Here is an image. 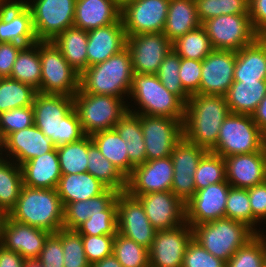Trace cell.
Here are the masks:
<instances>
[{
  "instance_id": "8",
  "label": "cell",
  "mask_w": 266,
  "mask_h": 267,
  "mask_svg": "<svg viewBox=\"0 0 266 267\" xmlns=\"http://www.w3.org/2000/svg\"><path fill=\"white\" fill-rule=\"evenodd\" d=\"M265 145L266 136L251 115L229 113L221 125L216 146L211 152L225 158L257 152Z\"/></svg>"
},
{
  "instance_id": "55",
  "label": "cell",
  "mask_w": 266,
  "mask_h": 267,
  "mask_svg": "<svg viewBox=\"0 0 266 267\" xmlns=\"http://www.w3.org/2000/svg\"><path fill=\"white\" fill-rule=\"evenodd\" d=\"M248 195L253 214V231L261 234L260 229L258 230L256 226L257 223L266 221V181L248 188Z\"/></svg>"
},
{
  "instance_id": "28",
  "label": "cell",
  "mask_w": 266,
  "mask_h": 267,
  "mask_svg": "<svg viewBox=\"0 0 266 267\" xmlns=\"http://www.w3.org/2000/svg\"><path fill=\"white\" fill-rule=\"evenodd\" d=\"M23 185L56 189L62 176L56 148L21 165Z\"/></svg>"
},
{
  "instance_id": "36",
  "label": "cell",
  "mask_w": 266,
  "mask_h": 267,
  "mask_svg": "<svg viewBox=\"0 0 266 267\" xmlns=\"http://www.w3.org/2000/svg\"><path fill=\"white\" fill-rule=\"evenodd\" d=\"M23 186L21 166L0 154V214L8 215L15 207Z\"/></svg>"
},
{
  "instance_id": "64",
  "label": "cell",
  "mask_w": 266,
  "mask_h": 267,
  "mask_svg": "<svg viewBox=\"0 0 266 267\" xmlns=\"http://www.w3.org/2000/svg\"><path fill=\"white\" fill-rule=\"evenodd\" d=\"M10 0H0V13L2 8L9 2Z\"/></svg>"
},
{
  "instance_id": "20",
  "label": "cell",
  "mask_w": 266,
  "mask_h": 267,
  "mask_svg": "<svg viewBox=\"0 0 266 267\" xmlns=\"http://www.w3.org/2000/svg\"><path fill=\"white\" fill-rule=\"evenodd\" d=\"M230 187L225 181L197 190L185 204V221L193 228L202 223L225 218Z\"/></svg>"
},
{
  "instance_id": "29",
  "label": "cell",
  "mask_w": 266,
  "mask_h": 267,
  "mask_svg": "<svg viewBox=\"0 0 266 267\" xmlns=\"http://www.w3.org/2000/svg\"><path fill=\"white\" fill-rule=\"evenodd\" d=\"M266 80V37L236 51L234 81Z\"/></svg>"
},
{
  "instance_id": "61",
  "label": "cell",
  "mask_w": 266,
  "mask_h": 267,
  "mask_svg": "<svg viewBox=\"0 0 266 267\" xmlns=\"http://www.w3.org/2000/svg\"><path fill=\"white\" fill-rule=\"evenodd\" d=\"M251 116L261 132L266 136V95Z\"/></svg>"
},
{
  "instance_id": "17",
  "label": "cell",
  "mask_w": 266,
  "mask_h": 267,
  "mask_svg": "<svg viewBox=\"0 0 266 267\" xmlns=\"http://www.w3.org/2000/svg\"><path fill=\"white\" fill-rule=\"evenodd\" d=\"M192 239L193 229L187 222L173 229L157 231L149 249L150 267H182Z\"/></svg>"
},
{
  "instance_id": "65",
  "label": "cell",
  "mask_w": 266,
  "mask_h": 267,
  "mask_svg": "<svg viewBox=\"0 0 266 267\" xmlns=\"http://www.w3.org/2000/svg\"><path fill=\"white\" fill-rule=\"evenodd\" d=\"M263 267H266V235H265V253H264V265Z\"/></svg>"
},
{
  "instance_id": "38",
  "label": "cell",
  "mask_w": 266,
  "mask_h": 267,
  "mask_svg": "<svg viewBox=\"0 0 266 267\" xmlns=\"http://www.w3.org/2000/svg\"><path fill=\"white\" fill-rule=\"evenodd\" d=\"M9 78L25 83L37 92L39 91L41 84L40 41L21 48Z\"/></svg>"
},
{
  "instance_id": "50",
  "label": "cell",
  "mask_w": 266,
  "mask_h": 267,
  "mask_svg": "<svg viewBox=\"0 0 266 267\" xmlns=\"http://www.w3.org/2000/svg\"><path fill=\"white\" fill-rule=\"evenodd\" d=\"M34 125L33 106L0 113V143L11 133Z\"/></svg>"
},
{
  "instance_id": "42",
  "label": "cell",
  "mask_w": 266,
  "mask_h": 267,
  "mask_svg": "<svg viewBox=\"0 0 266 267\" xmlns=\"http://www.w3.org/2000/svg\"><path fill=\"white\" fill-rule=\"evenodd\" d=\"M172 50L181 58L202 61L214 49L205 29L200 26L172 42Z\"/></svg>"
},
{
  "instance_id": "2",
  "label": "cell",
  "mask_w": 266,
  "mask_h": 267,
  "mask_svg": "<svg viewBox=\"0 0 266 267\" xmlns=\"http://www.w3.org/2000/svg\"><path fill=\"white\" fill-rule=\"evenodd\" d=\"M230 110L225 96L194 94L185 104L183 138L207 151L217 143L219 130Z\"/></svg>"
},
{
  "instance_id": "25",
  "label": "cell",
  "mask_w": 266,
  "mask_h": 267,
  "mask_svg": "<svg viewBox=\"0 0 266 267\" xmlns=\"http://www.w3.org/2000/svg\"><path fill=\"white\" fill-rule=\"evenodd\" d=\"M224 159L226 181L231 187L248 189L266 181V145L260 151Z\"/></svg>"
},
{
  "instance_id": "3",
  "label": "cell",
  "mask_w": 266,
  "mask_h": 267,
  "mask_svg": "<svg viewBox=\"0 0 266 267\" xmlns=\"http://www.w3.org/2000/svg\"><path fill=\"white\" fill-rule=\"evenodd\" d=\"M63 205L56 189L23 185L8 216L22 224L56 233L63 228Z\"/></svg>"
},
{
  "instance_id": "52",
  "label": "cell",
  "mask_w": 266,
  "mask_h": 267,
  "mask_svg": "<svg viewBox=\"0 0 266 267\" xmlns=\"http://www.w3.org/2000/svg\"><path fill=\"white\" fill-rule=\"evenodd\" d=\"M182 267H226V262L210 254L192 239L186 248Z\"/></svg>"
},
{
  "instance_id": "15",
  "label": "cell",
  "mask_w": 266,
  "mask_h": 267,
  "mask_svg": "<svg viewBox=\"0 0 266 267\" xmlns=\"http://www.w3.org/2000/svg\"><path fill=\"white\" fill-rule=\"evenodd\" d=\"M133 72L156 74L166 55L172 50V42L163 33H142L126 39Z\"/></svg>"
},
{
  "instance_id": "5",
  "label": "cell",
  "mask_w": 266,
  "mask_h": 267,
  "mask_svg": "<svg viewBox=\"0 0 266 267\" xmlns=\"http://www.w3.org/2000/svg\"><path fill=\"white\" fill-rule=\"evenodd\" d=\"M127 98L132 97L138 110L128 111L140 115L162 116L174 119H184L185 104L172 94L158 79L156 74H133L130 92Z\"/></svg>"
},
{
  "instance_id": "62",
  "label": "cell",
  "mask_w": 266,
  "mask_h": 267,
  "mask_svg": "<svg viewBox=\"0 0 266 267\" xmlns=\"http://www.w3.org/2000/svg\"><path fill=\"white\" fill-rule=\"evenodd\" d=\"M91 267H123L116 257L112 254L103 258L100 261L95 262Z\"/></svg>"
},
{
  "instance_id": "46",
  "label": "cell",
  "mask_w": 266,
  "mask_h": 267,
  "mask_svg": "<svg viewBox=\"0 0 266 267\" xmlns=\"http://www.w3.org/2000/svg\"><path fill=\"white\" fill-rule=\"evenodd\" d=\"M256 234L228 260L226 267H263L265 234Z\"/></svg>"
},
{
  "instance_id": "13",
  "label": "cell",
  "mask_w": 266,
  "mask_h": 267,
  "mask_svg": "<svg viewBox=\"0 0 266 267\" xmlns=\"http://www.w3.org/2000/svg\"><path fill=\"white\" fill-rule=\"evenodd\" d=\"M183 120L140 115L147 161L171 156L174 146L183 138Z\"/></svg>"
},
{
  "instance_id": "24",
  "label": "cell",
  "mask_w": 266,
  "mask_h": 267,
  "mask_svg": "<svg viewBox=\"0 0 266 267\" xmlns=\"http://www.w3.org/2000/svg\"><path fill=\"white\" fill-rule=\"evenodd\" d=\"M28 46L38 42L30 9L23 0H10L0 13V43Z\"/></svg>"
},
{
  "instance_id": "49",
  "label": "cell",
  "mask_w": 266,
  "mask_h": 267,
  "mask_svg": "<svg viewBox=\"0 0 266 267\" xmlns=\"http://www.w3.org/2000/svg\"><path fill=\"white\" fill-rule=\"evenodd\" d=\"M61 242L64 255V267H91L87 261L82 235L76 230L61 228Z\"/></svg>"
},
{
  "instance_id": "22",
  "label": "cell",
  "mask_w": 266,
  "mask_h": 267,
  "mask_svg": "<svg viewBox=\"0 0 266 267\" xmlns=\"http://www.w3.org/2000/svg\"><path fill=\"white\" fill-rule=\"evenodd\" d=\"M136 197L157 231L176 228L185 221V204L169 191L147 193Z\"/></svg>"
},
{
  "instance_id": "12",
  "label": "cell",
  "mask_w": 266,
  "mask_h": 267,
  "mask_svg": "<svg viewBox=\"0 0 266 267\" xmlns=\"http://www.w3.org/2000/svg\"><path fill=\"white\" fill-rule=\"evenodd\" d=\"M170 0H121V21L126 37L162 33Z\"/></svg>"
},
{
  "instance_id": "63",
  "label": "cell",
  "mask_w": 266,
  "mask_h": 267,
  "mask_svg": "<svg viewBox=\"0 0 266 267\" xmlns=\"http://www.w3.org/2000/svg\"><path fill=\"white\" fill-rule=\"evenodd\" d=\"M23 267H44V265L38 259H27Z\"/></svg>"
},
{
  "instance_id": "16",
  "label": "cell",
  "mask_w": 266,
  "mask_h": 267,
  "mask_svg": "<svg viewBox=\"0 0 266 267\" xmlns=\"http://www.w3.org/2000/svg\"><path fill=\"white\" fill-rule=\"evenodd\" d=\"M207 152L203 147L192 144L182 138L173 149L171 159L174 174L171 191L184 204H186L196 192L194 174L202 156Z\"/></svg>"
},
{
  "instance_id": "14",
  "label": "cell",
  "mask_w": 266,
  "mask_h": 267,
  "mask_svg": "<svg viewBox=\"0 0 266 267\" xmlns=\"http://www.w3.org/2000/svg\"><path fill=\"white\" fill-rule=\"evenodd\" d=\"M117 232L147 249L152 246L157 232L141 202L127 192L117 195Z\"/></svg>"
},
{
  "instance_id": "23",
  "label": "cell",
  "mask_w": 266,
  "mask_h": 267,
  "mask_svg": "<svg viewBox=\"0 0 266 267\" xmlns=\"http://www.w3.org/2000/svg\"><path fill=\"white\" fill-rule=\"evenodd\" d=\"M55 148L56 146L50 138H47L39 128L32 125L9 134L0 143V154L5 152L6 159L13 160L18 166H21L23 163L53 151Z\"/></svg>"
},
{
  "instance_id": "51",
  "label": "cell",
  "mask_w": 266,
  "mask_h": 267,
  "mask_svg": "<svg viewBox=\"0 0 266 267\" xmlns=\"http://www.w3.org/2000/svg\"><path fill=\"white\" fill-rule=\"evenodd\" d=\"M115 235H82L87 261L92 265L113 254Z\"/></svg>"
},
{
  "instance_id": "30",
  "label": "cell",
  "mask_w": 266,
  "mask_h": 267,
  "mask_svg": "<svg viewBox=\"0 0 266 267\" xmlns=\"http://www.w3.org/2000/svg\"><path fill=\"white\" fill-rule=\"evenodd\" d=\"M107 189L106 185L88 172L62 174L56 188L63 206L97 197Z\"/></svg>"
},
{
  "instance_id": "6",
  "label": "cell",
  "mask_w": 266,
  "mask_h": 267,
  "mask_svg": "<svg viewBox=\"0 0 266 267\" xmlns=\"http://www.w3.org/2000/svg\"><path fill=\"white\" fill-rule=\"evenodd\" d=\"M193 239L216 258L224 262L256 233L246 224L229 218H221L194 226Z\"/></svg>"
},
{
  "instance_id": "31",
  "label": "cell",
  "mask_w": 266,
  "mask_h": 267,
  "mask_svg": "<svg viewBox=\"0 0 266 267\" xmlns=\"http://www.w3.org/2000/svg\"><path fill=\"white\" fill-rule=\"evenodd\" d=\"M201 26L195 0H170L162 33L171 42Z\"/></svg>"
},
{
  "instance_id": "39",
  "label": "cell",
  "mask_w": 266,
  "mask_h": 267,
  "mask_svg": "<svg viewBox=\"0 0 266 267\" xmlns=\"http://www.w3.org/2000/svg\"><path fill=\"white\" fill-rule=\"evenodd\" d=\"M87 172L100 180L108 188L126 192L127 178L107 160L94 143L88 147Z\"/></svg>"
},
{
  "instance_id": "10",
  "label": "cell",
  "mask_w": 266,
  "mask_h": 267,
  "mask_svg": "<svg viewBox=\"0 0 266 267\" xmlns=\"http://www.w3.org/2000/svg\"><path fill=\"white\" fill-rule=\"evenodd\" d=\"M201 26L214 50L239 51L260 37L252 26L249 14L221 15L204 21Z\"/></svg>"
},
{
  "instance_id": "56",
  "label": "cell",
  "mask_w": 266,
  "mask_h": 267,
  "mask_svg": "<svg viewBox=\"0 0 266 267\" xmlns=\"http://www.w3.org/2000/svg\"><path fill=\"white\" fill-rule=\"evenodd\" d=\"M22 47L16 43H0V78L10 77L17 54Z\"/></svg>"
},
{
  "instance_id": "58",
  "label": "cell",
  "mask_w": 266,
  "mask_h": 267,
  "mask_svg": "<svg viewBox=\"0 0 266 267\" xmlns=\"http://www.w3.org/2000/svg\"><path fill=\"white\" fill-rule=\"evenodd\" d=\"M195 2L201 24L206 20L222 15V0H195Z\"/></svg>"
},
{
  "instance_id": "27",
  "label": "cell",
  "mask_w": 266,
  "mask_h": 267,
  "mask_svg": "<svg viewBox=\"0 0 266 267\" xmlns=\"http://www.w3.org/2000/svg\"><path fill=\"white\" fill-rule=\"evenodd\" d=\"M121 0H76L74 26L85 31L116 23Z\"/></svg>"
},
{
  "instance_id": "40",
  "label": "cell",
  "mask_w": 266,
  "mask_h": 267,
  "mask_svg": "<svg viewBox=\"0 0 266 267\" xmlns=\"http://www.w3.org/2000/svg\"><path fill=\"white\" fill-rule=\"evenodd\" d=\"M90 136L56 147L61 174L86 173L88 166V147L92 144Z\"/></svg>"
},
{
  "instance_id": "11",
  "label": "cell",
  "mask_w": 266,
  "mask_h": 267,
  "mask_svg": "<svg viewBox=\"0 0 266 267\" xmlns=\"http://www.w3.org/2000/svg\"><path fill=\"white\" fill-rule=\"evenodd\" d=\"M32 1L23 2L31 11L38 41H52L59 33L74 26L76 0Z\"/></svg>"
},
{
  "instance_id": "48",
  "label": "cell",
  "mask_w": 266,
  "mask_h": 267,
  "mask_svg": "<svg viewBox=\"0 0 266 267\" xmlns=\"http://www.w3.org/2000/svg\"><path fill=\"white\" fill-rule=\"evenodd\" d=\"M225 218L244 223L253 230V214L249 202L248 189L229 188Z\"/></svg>"
},
{
  "instance_id": "47",
  "label": "cell",
  "mask_w": 266,
  "mask_h": 267,
  "mask_svg": "<svg viewBox=\"0 0 266 267\" xmlns=\"http://www.w3.org/2000/svg\"><path fill=\"white\" fill-rule=\"evenodd\" d=\"M76 231L80 235H116L117 199L101 214L91 215Z\"/></svg>"
},
{
  "instance_id": "54",
  "label": "cell",
  "mask_w": 266,
  "mask_h": 267,
  "mask_svg": "<svg viewBox=\"0 0 266 267\" xmlns=\"http://www.w3.org/2000/svg\"><path fill=\"white\" fill-rule=\"evenodd\" d=\"M38 260L44 267H64L61 233L59 231L48 236Z\"/></svg>"
},
{
  "instance_id": "32",
  "label": "cell",
  "mask_w": 266,
  "mask_h": 267,
  "mask_svg": "<svg viewBox=\"0 0 266 267\" xmlns=\"http://www.w3.org/2000/svg\"><path fill=\"white\" fill-rule=\"evenodd\" d=\"M119 193L115 189L108 188L97 197L65 204L63 206V228L76 230L91 215L105 211L117 199Z\"/></svg>"
},
{
  "instance_id": "44",
  "label": "cell",
  "mask_w": 266,
  "mask_h": 267,
  "mask_svg": "<svg viewBox=\"0 0 266 267\" xmlns=\"http://www.w3.org/2000/svg\"><path fill=\"white\" fill-rule=\"evenodd\" d=\"M113 255L123 267H150L149 249L118 232L113 242Z\"/></svg>"
},
{
  "instance_id": "53",
  "label": "cell",
  "mask_w": 266,
  "mask_h": 267,
  "mask_svg": "<svg viewBox=\"0 0 266 267\" xmlns=\"http://www.w3.org/2000/svg\"><path fill=\"white\" fill-rule=\"evenodd\" d=\"M202 61L180 57L179 78L183 89L190 95L199 94Z\"/></svg>"
},
{
  "instance_id": "18",
  "label": "cell",
  "mask_w": 266,
  "mask_h": 267,
  "mask_svg": "<svg viewBox=\"0 0 266 267\" xmlns=\"http://www.w3.org/2000/svg\"><path fill=\"white\" fill-rule=\"evenodd\" d=\"M50 234L47 230L14 221L8 215H2L0 221V245L17 252L25 260L38 259Z\"/></svg>"
},
{
  "instance_id": "26",
  "label": "cell",
  "mask_w": 266,
  "mask_h": 267,
  "mask_svg": "<svg viewBox=\"0 0 266 267\" xmlns=\"http://www.w3.org/2000/svg\"><path fill=\"white\" fill-rule=\"evenodd\" d=\"M88 67L104 62L126 47V34L121 18L113 24L87 32Z\"/></svg>"
},
{
  "instance_id": "45",
  "label": "cell",
  "mask_w": 266,
  "mask_h": 267,
  "mask_svg": "<svg viewBox=\"0 0 266 267\" xmlns=\"http://www.w3.org/2000/svg\"><path fill=\"white\" fill-rule=\"evenodd\" d=\"M180 56L171 50L160 64L156 73L160 82L184 104L188 102L190 95L183 89L179 78Z\"/></svg>"
},
{
  "instance_id": "35",
  "label": "cell",
  "mask_w": 266,
  "mask_h": 267,
  "mask_svg": "<svg viewBox=\"0 0 266 267\" xmlns=\"http://www.w3.org/2000/svg\"><path fill=\"white\" fill-rule=\"evenodd\" d=\"M90 137L101 154L126 178L132 173L135 166L129 161L126 142L115 128L97 132Z\"/></svg>"
},
{
  "instance_id": "4",
  "label": "cell",
  "mask_w": 266,
  "mask_h": 267,
  "mask_svg": "<svg viewBox=\"0 0 266 267\" xmlns=\"http://www.w3.org/2000/svg\"><path fill=\"white\" fill-rule=\"evenodd\" d=\"M133 74L131 56L125 47L104 62L89 66L80 75V89L84 93L111 95L126 100L124 96H129Z\"/></svg>"
},
{
  "instance_id": "57",
  "label": "cell",
  "mask_w": 266,
  "mask_h": 267,
  "mask_svg": "<svg viewBox=\"0 0 266 267\" xmlns=\"http://www.w3.org/2000/svg\"><path fill=\"white\" fill-rule=\"evenodd\" d=\"M249 17L254 30L266 37V0H249Z\"/></svg>"
},
{
  "instance_id": "1",
  "label": "cell",
  "mask_w": 266,
  "mask_h": 267,
  "mask_svg": "<svg viewBox=\"0 0 266 267\" xmlns=\"http://www.w3.org/2000/svg\"><path fill=\"white\" fill-rule=\"evenodd\" d=\"M34 125L57 147L86 136L76 111L73 97L36 93L33 100Z\"/></svg>"
},
{
  "instance_id": "19",
  "label": "cell",
  "mask_w": 266,
  "mask_h": 267,
  "mask_svg": "<svg viewBox=\"0 0 266 267\" xmlns=\"http://www.w3.org/2000/svg\"><path fill=\"white\" fill-rule=\"evenodd\" d=\"M174 168L170 156L146 161L127 177L126 192L131 196L171 190Z\"/></svg>"
},
{
  "instance_id": "37",
  "label": "cell",
  "mask_w": 266,
  "mask_h": 267,
  "mask_svg": "<svg viewBox=\"0 0 266 267\" xmlns=\"http://www.w3.org/2000/svg\"><path fill=\"white\" fill-rule=\"evenodd\" d=\"M121 138L126 142L129 161L140 165L147 161L145 141L140 123V114L127 111L114 127Z\"/></svg>"
},
{
  "instance_id": "59",
  "label": "cell",
  "mask_w": 266,
  "mask_h": 267,
  "mask_svg": "<svg viewBox=\"0 0 266 267\" xmlns=\"http://www.w3.org/2000/svg\"><path fill=\"white\" fill-rule=\"evenodd\" d=\"M25 259L15 251L0 245V267H23Z\"/></svg>"
},
{
  "instance_id": "7",
  "label": "cell",
  "mask_w": 266,
  "mask_h": 267,
  "mask_svg": "<svg viewBox=\"0 0 266 267\" xmlns=\"http://www.w3.org/2000/svg\"><path fill=\"white\" fill-rule=\"evenodd\" d=\"M111 95L84 93L81 89L73 96V109L86 135L113 129L128 111L126 101Z\"/></svg>"
},
{
  "instance_id": "9",
  "label": "cell",
  "mask_w": 266,
  "mask_h": 267,
  "mask_svg": "<svg viewBox=\"0 0 266 267\" xmlns=\"http://www.w3.org/2000/svg\"><path fill=\"white\" fill-rule=\"evenodd\" d=\"M41 84L38 93L73 97L80 89V74L52 41H40Z\"/></svg>"
},
{
  "instance_id": "41",
  "label": "cell",
  "mask_w": 266,
  "mask_h": 267,
  "mask_svg": "<svg viewBox=\"0 0 266 267\" xmlns=\"http://www.w3.org/2000/svg\"><path fill=\"white\" fill-rule=\"evenodd\" d=\"M37 93L31 86L9 77L0 78V113L32 106Z\"/></svg>"
},
{
  "instance_id": "33",
  "label": "cell",
  "mask_w": 266,
  "mask_h": 267,
  "mask_svg": "<svg viewBox=\"0 0 266 267\" xmlns=\"http://www.w3.org/2000/svg\"><path fill=\"white\" fill-rule=\"evenodd\" d=\"M266 95V80L234 81L225 95L231 113L252 115Z\"/></svg>"
},
{
  "instance_id": "43",
  "label": "cell",
  "mask_w": 266,
  "mask_h": 267,
  "mask_svg": "<svg viewBox=\"0 0 266 267\" xmlns=\"http://www.w3.org/2000/svg\"><path fill=\"white\" fill-rule=\"evenodd\" d=\"M193 177L196 191L214 183L225 182V159L218 154L207 151L200 159Z\"/></svg>"
},
{
  "instance_id": "34",
  "label": "cell",
  "mask_w": 266,
  "mask_h": 267,
  "mask_svg": "<svg viewBox=\"0 0 266 267\" xmlns=\"http://www.w3.org/2000/svg\"><path fill=\"white\" fill-rule=\"evenodd\" d=\"M52 42L60 50L69 65L80 75L88 68L87 31L72 26L59 33Z\"/></svg>"
},
{
  "instance_id": "21",
  "label": "cell",
  "mask_w": 266,
  "mask_h": 267,
  "mask_svg": "<svg viewBox=\"0 0 266 267\" xmlns=\"http://www.w3.org/2000/svg\"><path fill=\"white\" fill-rule=\"evenodd\" d=\"M236 51L213 50L202 60L199 94L225 96L234 82Z\"/></svg>"
},
{
  "instance_id": "60",
  "label": "cell",
  "mask_w": 266,
  "mask_h": 267,
  "mask_svg": "<svg viewBox=\"0 0 266 267\" xmlns=\"http://www.w3.org/2000/svg\"><path fill=\"white\" fill-rule=\"evenodd\" d=\"M249 0H222V15L249 14Z\"/></svg>"
}]
</instances>
